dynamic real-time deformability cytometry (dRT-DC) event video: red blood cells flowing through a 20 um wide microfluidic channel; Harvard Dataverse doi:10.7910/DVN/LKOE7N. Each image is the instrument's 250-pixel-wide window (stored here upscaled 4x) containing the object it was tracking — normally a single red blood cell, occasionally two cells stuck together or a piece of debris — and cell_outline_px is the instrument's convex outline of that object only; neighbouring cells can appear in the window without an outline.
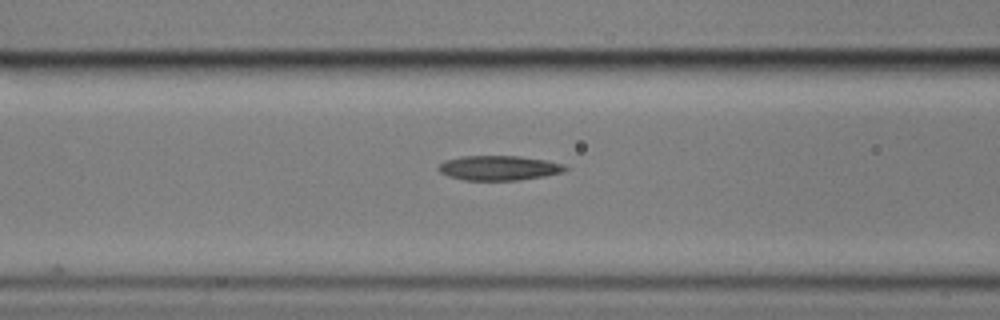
{"species": "common noctule bat (a hibernating species)", "species_latin": "Nyctalus noctula", "temperature_condition": "cold", "stored_images_in_passage": 6, "camera_frame_rate_fps": 3000, "um_per_image_px": 0.085, "animal": {"sex": "male", "body_mass_g": 17.9}, "frame": {"image": 1, "passage_image": 6, "time_ms": 6.0, "image_size_px": [1000, 320], "cell_outline_px": [[568, 168], [564, 172], [544, 176], [520, 180], [464, 180], [448, 176], [440, 172], [436, 168], [444, 160], [460, 156], [520, 156], [544, 160], [564, 164]], "centroid_in_image_um": [42.38, 14.27], "position_along_channel_um": 124.2, "area_um2": 18.32}}